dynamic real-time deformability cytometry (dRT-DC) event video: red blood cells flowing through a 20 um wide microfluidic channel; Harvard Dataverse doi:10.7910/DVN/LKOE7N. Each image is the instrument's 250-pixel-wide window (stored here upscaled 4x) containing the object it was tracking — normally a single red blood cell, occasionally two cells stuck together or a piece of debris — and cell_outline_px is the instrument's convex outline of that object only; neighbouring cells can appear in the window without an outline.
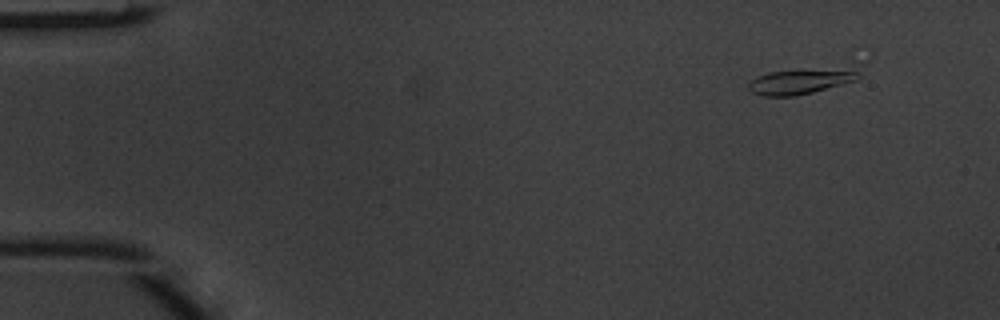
{"species": "common noctule bat (a hibernating species)", "species_latin": "Nyctalus noctula", "temperature_condition": "warm", "stored_images_in_passage": 4, "camera_frame_rate_fps": 3000, "um_per_image_px": 0.085, "animal": {"sex": "male", "body_mass_g": 20.1, "forearm_length_mm": 53.5}, "frame": {"image": 1, "passage_image": 2, "time_ms": 0.333, "image_size_px": [1000, 320], "cell_outline_px": [[860, 76], [856, 80], [812, 92], [796, 96], [760, 96], [752, 92], [748, 88], [748, 84], [756, 76], [768, 72], [856, 72]], "centroid_in_image_um": [67.79, 7.02], "position_along_channel_um": 17.2, "area_um2": 14.51}}
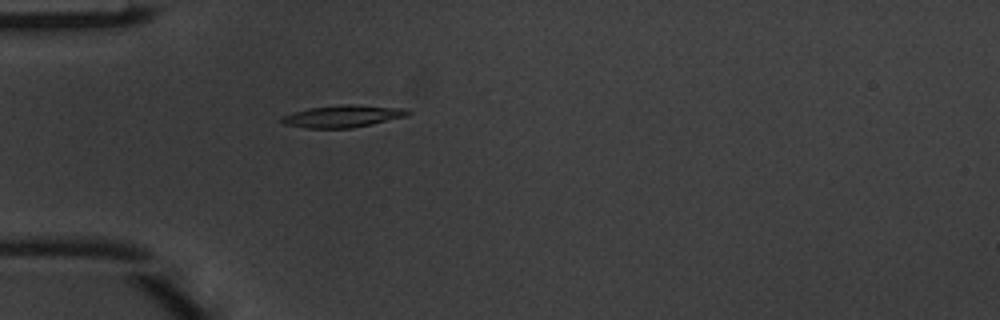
{"frame": {"image": 2, "passage_image": 4, "time_ms": 1.0, "image_size_px": [1000, 320], "cell_outline_px": [[412, 112], [408, 116], [372, 124], [352, 128], [304, 128], [284, 124], [280, 120], [280, 116], [292, 112], [308, 108], [340, 104], [348, 104], [408, 108]], "centroid_in_image_um": [29.14, 9.87], "position_along_channel_um": 55.9, "area_um2": 16.59}}